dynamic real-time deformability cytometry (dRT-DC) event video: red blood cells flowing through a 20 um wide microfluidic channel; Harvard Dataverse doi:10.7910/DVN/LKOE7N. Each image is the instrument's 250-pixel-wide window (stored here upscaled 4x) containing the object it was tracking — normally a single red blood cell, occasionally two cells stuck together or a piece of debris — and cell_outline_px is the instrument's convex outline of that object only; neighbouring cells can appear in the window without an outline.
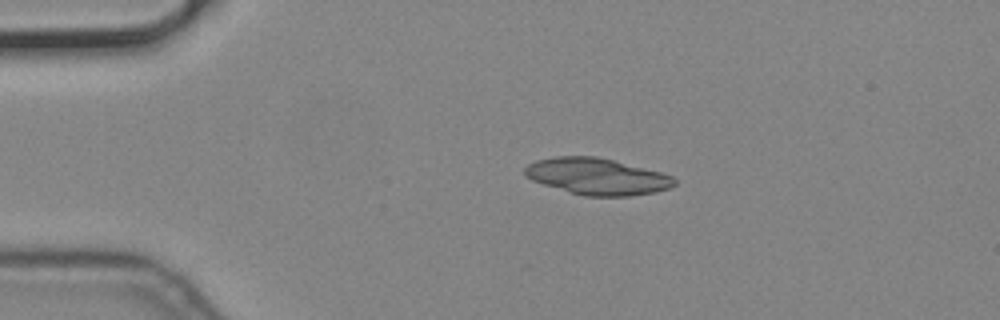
{"species": "common noctule bat (a hibernating species)", "species_latin": "Nyctalus noctula", "temperature_condition": "cold", "stored_images_in_passage": 4, "camera_frame_rate_fps": 3000, "um_per_image_px": 0.085, "animal": {"sex": "male", "body_mass_g": 19.2, "forearm_length_mm": 51.8}, "frame": {"image": 1, "passage_image": 3, "time_ms": 0.667, "image_size_px": [1000, 320], "cell_outline_px": [[676, 184], [668, 188], [656, 192], [628, 196], [584, 196], [568, 192], [532, 180], [524, 176], [524, 168], [528, 164], [536, 160], [556, 156], [596, 156], [660, 172], [672, 176], [676, 180]], "centroid_in_image_um": [50.72, 15.0], "position_along_channel_um": 34.3, "area_um2": 31.73}}